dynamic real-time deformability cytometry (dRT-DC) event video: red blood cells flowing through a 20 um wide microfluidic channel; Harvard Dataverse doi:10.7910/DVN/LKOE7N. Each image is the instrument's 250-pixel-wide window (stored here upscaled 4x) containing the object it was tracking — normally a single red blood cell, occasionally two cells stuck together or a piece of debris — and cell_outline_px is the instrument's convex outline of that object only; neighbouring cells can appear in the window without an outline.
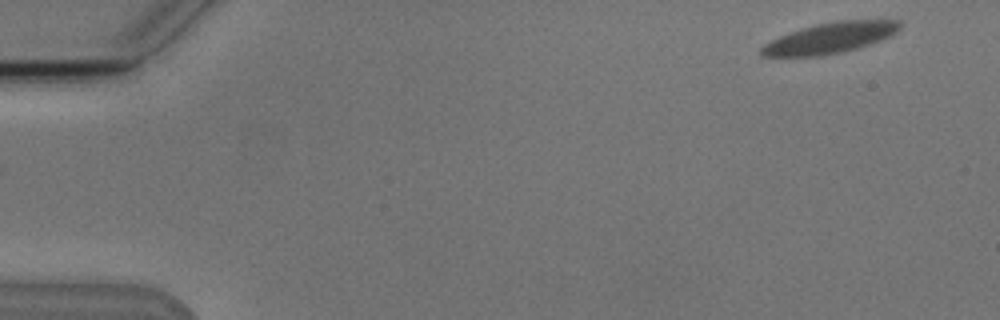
{"species": "Egyptian fruit bat (a non-hibernating species)", "species_latin": "Rousettus aegyptiacus", "temperature_condition": "cold", "stored_images_in_passage": 5, "camera_frame_rate_fps": 3000, "um_per_image_px": 0.085, "animal": {"sex": "male"}, "frame": {"image": 1, "passage_image": 1, "time_ms": 0.0, "image_size_px": [1000, 320], "cell_outline_px": [[904, 24], [896, 32], [880, 40], [856, 48], [840, 52], [820, 56], [760, 56], [760, 48], [764, 44], [780, 36], [800, 28], [816, 24], [836, 20], [900, 20]], "centroid_in_image_um": [70.56, 3.21], "position_along_channel_um": 14.4, "area_um2": 24.62}}